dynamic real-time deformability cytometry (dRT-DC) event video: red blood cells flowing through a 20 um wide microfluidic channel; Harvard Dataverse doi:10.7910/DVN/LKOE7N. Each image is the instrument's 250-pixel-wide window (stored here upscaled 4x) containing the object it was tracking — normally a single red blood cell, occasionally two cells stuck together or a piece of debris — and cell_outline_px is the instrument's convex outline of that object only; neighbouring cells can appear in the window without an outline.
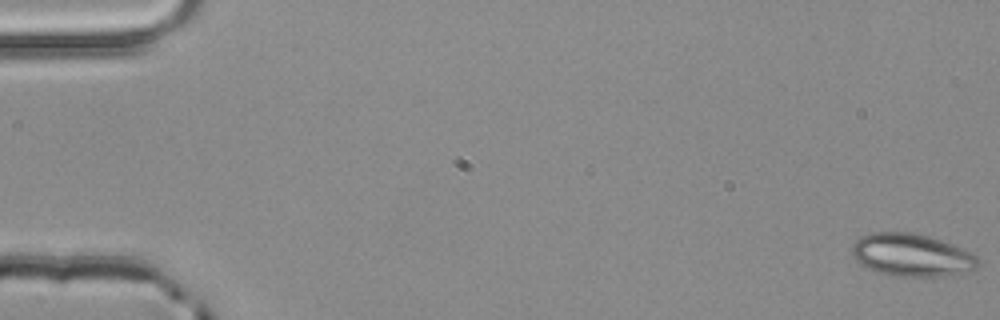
{"species": "common noctule bat (a hibernating species)", "species_latin": "Nyctalus noctula", "temperature_condition": "room temperature", "stored_images_in_passage": 3, "camera_frame_rate_fps": 3000, "um_per_image_px": 0.085, "animal": {"sex": "male", "body_mass_g": 20.4}, "frame": {"image": 1, "passage_image": 1, "time_ms": 0.0, "image_size_px": [1000, 320], "cell_outline_px": [[980, 264], [976, 268], [940, 276], [892, 276], [876, 272], [860, 264], [852, 256], [852, 244], [860, 236], [872, 232], [912, 232], [928, 236], [952, 244], [976, 256], [980, 260]], "centroid_in_image_um": [77.42, 21.67], "position_along_channel_um": 7.6, "area_um2": 31.15}}